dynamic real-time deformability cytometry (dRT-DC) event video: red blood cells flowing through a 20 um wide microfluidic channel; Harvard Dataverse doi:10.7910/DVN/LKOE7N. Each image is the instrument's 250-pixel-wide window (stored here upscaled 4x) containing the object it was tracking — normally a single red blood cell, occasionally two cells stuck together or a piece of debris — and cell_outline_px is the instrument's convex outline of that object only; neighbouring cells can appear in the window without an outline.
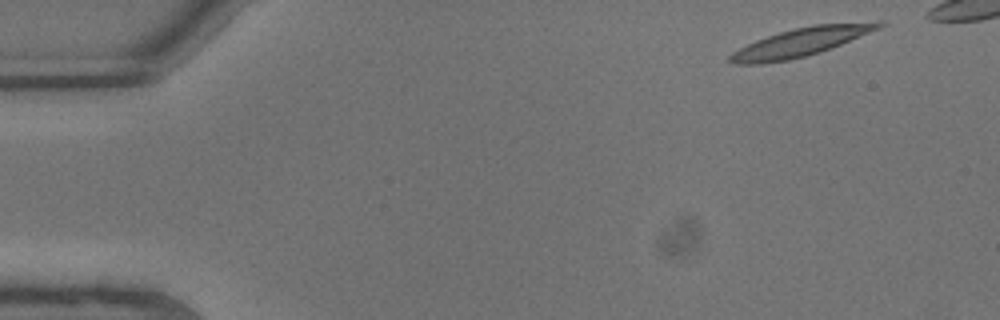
{"species": "common noctule bat (a hibernating species)", "species_latin": "Nyctalus noctula", "temperature_condition": "warm", "stored_images_in_passage": 7, "camera_frame_rate_fps": 3000, "um_per_image_px": 0.085, "animal": {"sex": "male", "body_mass_g": 13.3}, "frame": {"image": 1, "passage_image": 1, "time_ms": 0.0, "image_size_px": [1000, 320], "cell_outline_px": [[888, 24], [880, 28], [820, 52], [788, 60], [764, 64], [732, 64], [728, 60], [728, 56], [732, 52], [756, 40], [780, 32], [812, 24], [880, 20]], "centroid_in_image_um": [68.12, 3.56], "position_along_channel_um": 16.9, "area_um2": 24.8}}
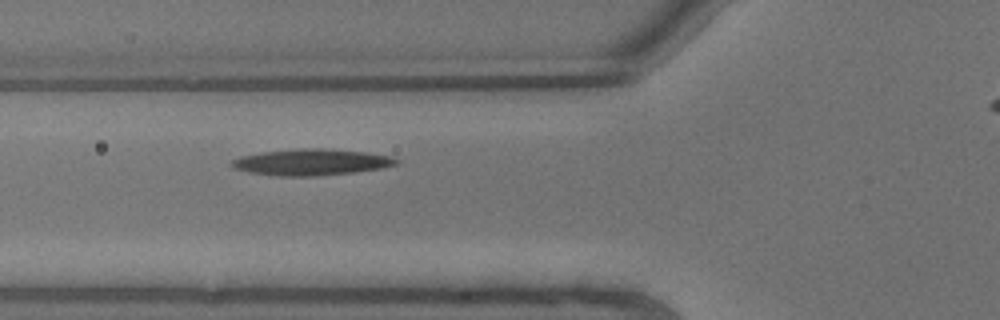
{"frame": {"image": 2, "passage_image": 7, "time_ms": 2.0, "image_size_px": [1000, 320], "cell_outline_px": [[400, 160], [396, 164], [380, 168], [356, 172], [316, 176], [276, 176], [248, 172], [236, 168], [228, 164], [232, 160], [240, 156], [264, 152], [308, 148], [320, 148], [364, 152], [388, 156]], "centroid_in_image_um": [26.43, 13.79], "position_along_channel_um": 99.4, "area_um2": 24.91}}